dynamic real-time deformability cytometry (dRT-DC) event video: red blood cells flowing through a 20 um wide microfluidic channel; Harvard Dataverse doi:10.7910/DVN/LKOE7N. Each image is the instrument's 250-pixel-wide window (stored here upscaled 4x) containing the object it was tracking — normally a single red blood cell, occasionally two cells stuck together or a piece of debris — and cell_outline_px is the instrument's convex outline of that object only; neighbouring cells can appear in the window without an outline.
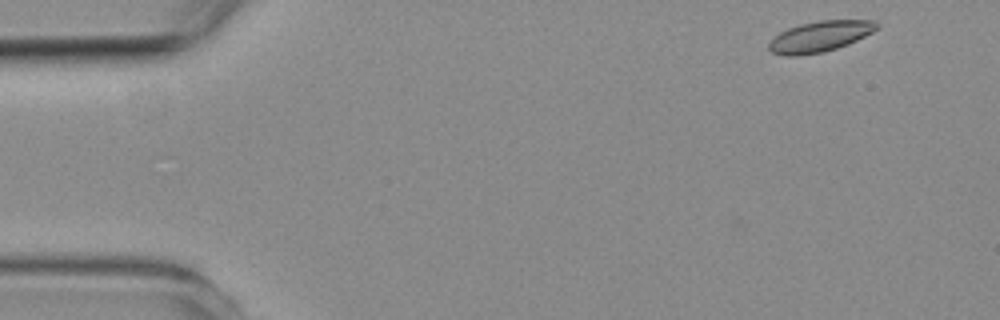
{"species": "common noctule bat (a hibernating species)", "species_latin": "Nyctalus noctula", "temperature_condition": "room temperature", "stored_images_in_passage": 4, "camera_frame_rate_fps": 3000, "um_per_image_px": 0.085, "animal": {"sex": "female", "body_mass_g": 19.3, "forearm_length_mm": 54.1}, "frame": {"image": 1, "passage_image": 1, "time_ms": 0.0, "image_size_px": [1000, 320], "cell_outline_px": [[880, 28], [848, 44], [824, 52], [796, 56], [788, 56], [772, 52], [768, 48], [768, 44], [780, 32], [788, 28], [800, 24], [820, 20], [876, 20], [880, 24]], "centroid_in_image_um": [69.73, 3.09], "position_along_channel_um": 15.3, "area_um2": 19.31}}